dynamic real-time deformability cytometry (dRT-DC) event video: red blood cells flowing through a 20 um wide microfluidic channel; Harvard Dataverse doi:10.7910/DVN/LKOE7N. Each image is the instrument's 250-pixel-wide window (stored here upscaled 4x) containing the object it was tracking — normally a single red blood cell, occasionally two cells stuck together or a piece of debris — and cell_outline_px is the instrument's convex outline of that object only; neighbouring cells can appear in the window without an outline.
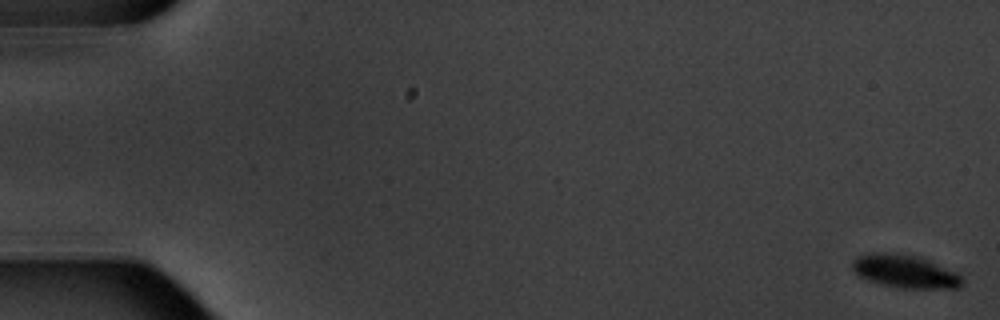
{"species": "common noctule bat (a hibernating species)", "species_latin": "Nyctalus noctula", "temperature_condition": "warm", "stored_images_in_passage": 5, "camera_frame_rate_fps": 3000, "um_per_image_px": 0.085, "animal": {"sex": "male", "body_mass_g": 20.1, "forearm_length_mm": 53.5}, "frame": {"image": 1, "passage_image": 1, "time_ms": 0.0, "image_size_px": [1000, 320], "cell_outline_px": [[964, 284], [960, 288], [900, 288], [868, 280], [860, 276], [852, 268], [852, 260], [856, 256], [872, 252], [888, 252], [916, 256], [956, 272], [964, 280]], "centroid_in_image_um": [76.91, 23.06], "position_along_channel_um": 8.1, "area_um2": 20.98}}